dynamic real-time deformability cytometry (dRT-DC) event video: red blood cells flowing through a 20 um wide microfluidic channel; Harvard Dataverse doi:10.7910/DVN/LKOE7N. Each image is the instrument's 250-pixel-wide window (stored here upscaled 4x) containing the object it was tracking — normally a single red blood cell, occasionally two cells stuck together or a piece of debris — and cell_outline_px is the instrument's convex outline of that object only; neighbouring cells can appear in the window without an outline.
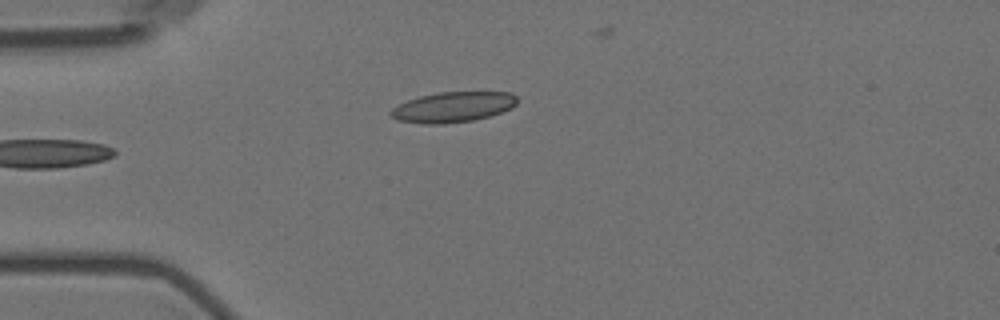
{"species": "Egyptian fruit bat (a non-hibernating species)", "species_latin": "Rousettus aegyptiacus", "temperature_condition": "room temperature", "stored_images_in_passage": 5, "camera_frame_rate_fps": 3000, "um_per_image_px": 0.085, "animal": {"sex": "female"}, "frame": {"image": 1, "passage_image": 5, "time_ms": 5.333, "image_size_px": [1000, 320], "cell_outline_px": [[516, 104], [512, 108], [488, 116], [472, 120], [444, 124], [424, 124], [396, 120], [388, 116], [388, 112], [392, 108], [408, 100], [420, 96], [440, 92], [512, 92], [516, 96]], "centroid_in_image_um": [38.46, 9.1], "position_along_channel_um": 46.5, "area_um2": 22.37}}